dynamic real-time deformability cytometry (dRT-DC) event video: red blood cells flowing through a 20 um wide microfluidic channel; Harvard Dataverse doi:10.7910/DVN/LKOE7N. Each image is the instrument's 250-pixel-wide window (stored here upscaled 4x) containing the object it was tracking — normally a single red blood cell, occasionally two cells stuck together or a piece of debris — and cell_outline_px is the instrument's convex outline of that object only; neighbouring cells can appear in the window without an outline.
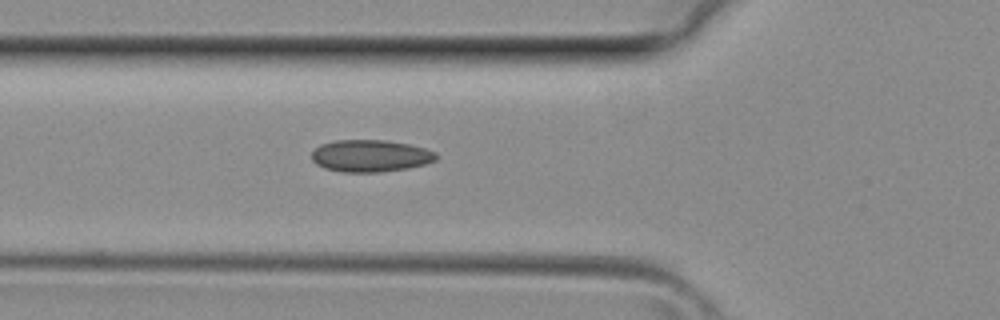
{"species": "common noctule bat (a hibernating species)", "species_latin": "Nyctalus noctula", "temperature_condition": "room temperature", "stored_images_in_passage": 27, "camera_frame_rate_fps": 3000, "um_per_image_px": 0.085, "animal": {"sex": "female", "body_mass_g": 29.2, "forearm_length_mm": 56.3}, "frame": {"image": 1, "passage_image": 5, "time_ms": 1.333, "image_size_px": [1000, 320], "cell_outline_px": [[436, 160], [424, 164], [408, 168], [380, 172], [340, 172], [324, 168], [316, 164], [312, 160], [312, 152], [320, 144], [336, 140], [384, 140], [408, 144], [424, 148], [436, 152]], "centroid_in_image_um": [31.46, 13.25], "position_along_channel_um": 94.3, "area_um2": 23.24}}
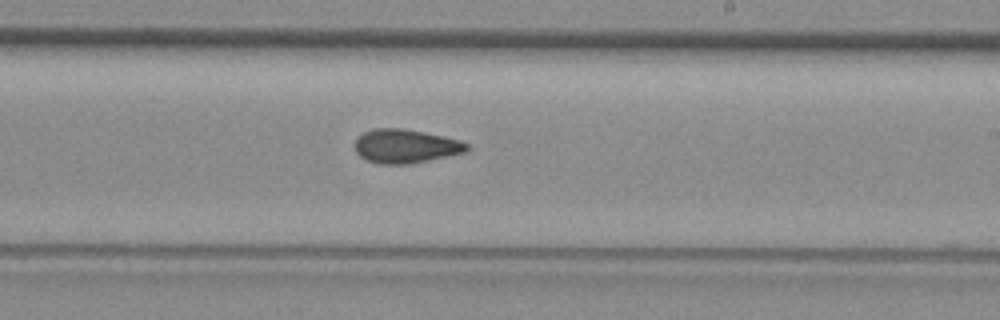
{"frame": {"image": 2, "passage_image": 14, "time_ms": 4.333, "image_size_px": [1000, 320], "cell_outline_px": [[468, 148], [464, 152], [408, 164], [380, 164], [368, 160], [360, 156], [356, 152], [356, 140], [364, 132], [372, 128], [404, 128], [444, 136], [460, 140], [468, 144]], "centroid_in_image_um": [34.46, 12.41], "position_along_channel_um": 254.5, "area_um2": 21.79}}
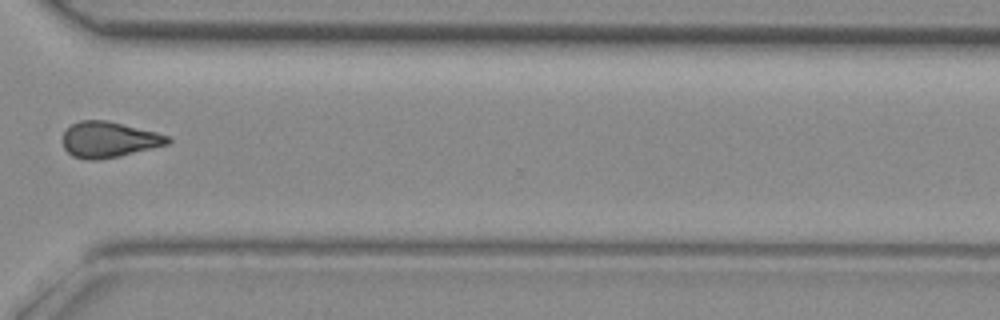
{"frame": {"image": 3, "passage_image": 20, "time_ms": 6.333, "image_size_px": [1000, 320], "cell_outline_px": [[172, 140], [168, 144], [120, 156], [100, 160], [88, 160], [72, 156], [64, 148], [64, 132], [72, 124], [80, 120], [104, 120], [156, 132], [168, 136]], "centroid_in_image_um": [9.25, 11.88], "position_along_channel_um": 361.3, "area_um2": 21.68}}